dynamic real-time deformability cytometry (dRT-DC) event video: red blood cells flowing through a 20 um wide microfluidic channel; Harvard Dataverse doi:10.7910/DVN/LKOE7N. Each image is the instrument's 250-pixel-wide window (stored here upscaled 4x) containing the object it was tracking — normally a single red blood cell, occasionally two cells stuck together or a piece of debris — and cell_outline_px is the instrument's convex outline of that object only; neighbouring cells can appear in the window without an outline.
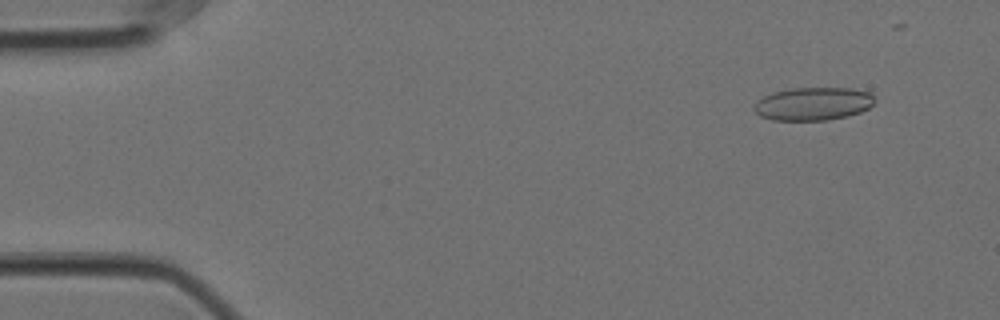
{"species": "Egyptian fruit bat (a non-hibernating species)", "species_latin": "Rousettus aegyptiacus", "temperature_condition": "cold", "stored_images_in_passage": 28, "camera_frame_rate_fps": 3000, "um_per_image_px": 0.085, "animal": {"sex": "female"}, "frame": {"image": 1, "passage_image": 5, "time_ms": 1.333, "image_size_px": [1000, 320], "cell_outline_px": [[876, 100], [868, 108], [860, 112], [848, 116], [828, 120], [772, 120], [760, 116], [752, 108], [764, 96], [772, 92], [792, 88], [852, 88], [872, 92], [876, 96]], "centroid_in_image_um": [69.17, 8.82], "position_along_channel_um": 15.8, "area_um2": 23.41}}
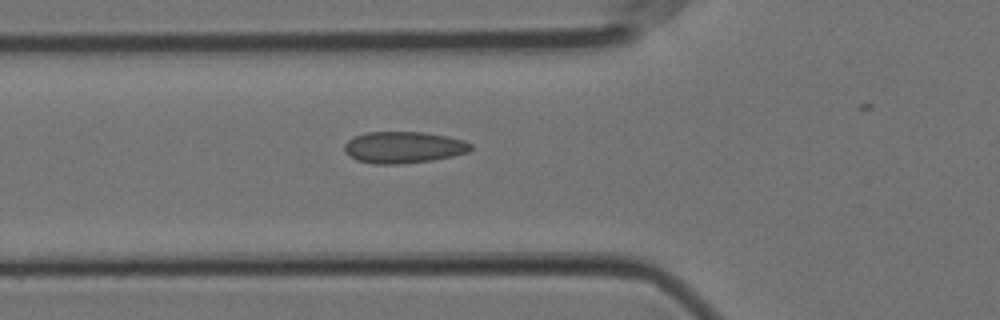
{"frame": {"image": 2, "passage_image": 20, "time_ms": 6.333, "image_size_px": [1000, 320], "cell_outline_px": [[472, 148], [468, 152], [452, 156], [432, 160], [400, 164], [376, 164], [356, 160], [348, 156], [344, 152], [344, 144], [348, 140], [364, 132], [424, 132], [448, 136], [464, 140], [472, 144]], "centroid_in_image_um": [34.29, 12.52], "position_along_channel_um": 91.5, "area_um2": 23.41}}
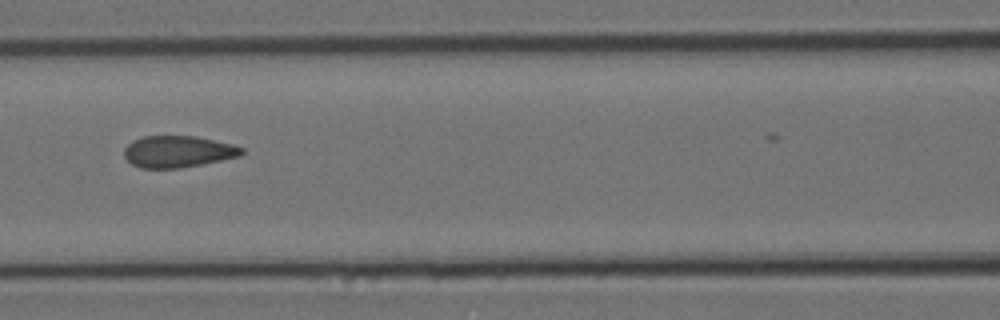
{"frame": {"image": 3, "passage_image": 25, "time_ms": 8.0, "image_size_px": [1000, 320], "cell_outline_px": [[244, 152], [240, 156], [180, 168], [140, 168], [132, 164], [124, 156], [124, 148], [132, 140], [144, 136], [196, 136], [232, 144], [244, 148]], "centroid_in_image_um": [15.11, 12.88], "position_along_channel_um": 151.5, "area_um2": 21.62}}